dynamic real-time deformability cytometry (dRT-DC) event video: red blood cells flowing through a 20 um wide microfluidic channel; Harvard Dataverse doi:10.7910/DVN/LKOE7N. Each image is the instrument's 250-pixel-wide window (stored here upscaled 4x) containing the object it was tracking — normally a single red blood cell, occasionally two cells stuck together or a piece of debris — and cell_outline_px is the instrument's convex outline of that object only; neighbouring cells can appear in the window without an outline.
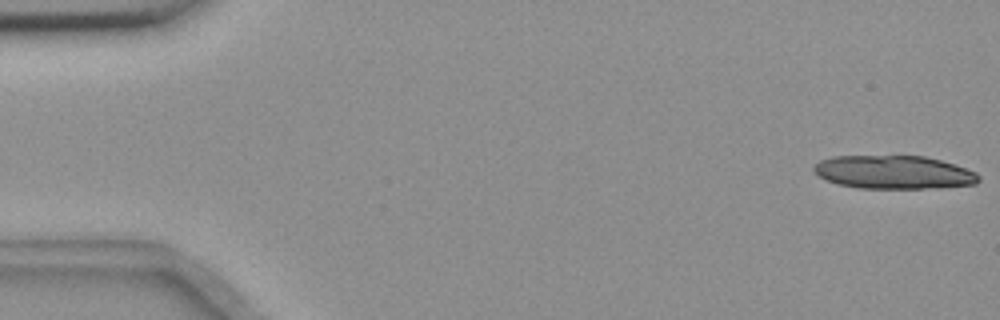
{"species": "common noctule bat (a hibernating species)", "species_latin": "Nyctalus noctula", "temperature_condition": "room temperature", "stored_images_in_passage": 17, "camera_frame_rate_fps": 3000, "um_per_image_px": 0.085, "animal": {"sex": "female", "body_mass_g": 18.4}, "frame": {"image": 1, "passage_image": 1, "time_ms": 0.0, "image_size_px": [1000, 320], "cell_outline_px": [[980, 180], [976, 184], [924, 188], [860, 188], [836, 184], [820, 176], [812, 168], [820, 160], [832, 156], [924, 156], [956, 164], [976, 172], [980, 176]], "centroid_in_image_um": [75.98, 14.63], "position_along_channel_um": 9.0, "area_um2": 31.91}}